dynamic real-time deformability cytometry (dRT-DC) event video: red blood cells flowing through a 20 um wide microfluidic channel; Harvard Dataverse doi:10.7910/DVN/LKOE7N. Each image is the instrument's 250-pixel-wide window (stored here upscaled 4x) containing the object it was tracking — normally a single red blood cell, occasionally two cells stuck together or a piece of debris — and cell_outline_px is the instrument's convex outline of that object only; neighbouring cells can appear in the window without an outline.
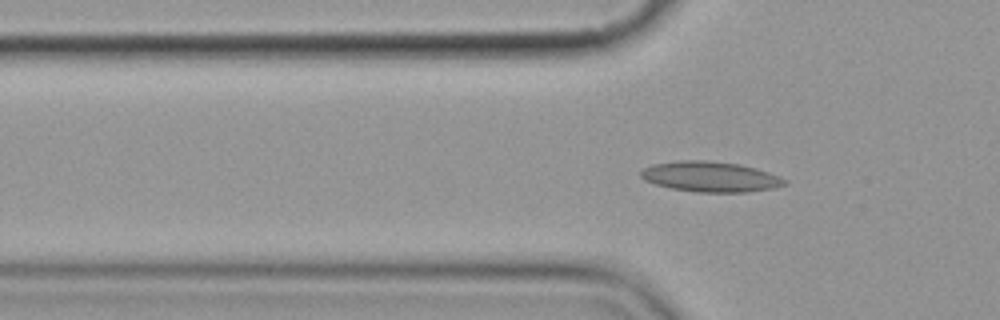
{"species": "common noctule bat (a hibernating species)", "species_latin": "Nyctalus noctula", "temperature_condition": "cold", "stored_images_in_passage": 4, "segment_of_instrument_passage": [2, 2], "camera_frame_rate_fps": 3000, "um_per_image_px": 0.085, "animal": {"sex": "female", "body_mass_g": 19.9}, "frame": {"image": 1, "passage_image": 4, "time_ms": 4.333, "image_size_px": [1000, 320], "cell_outline_px": [[788, 184], [772, 188], [748, 192], [696, 192], [672, 188], [656, 184], [644, 180], [640, 176], [640, 172], [644, 168], [652, 164], [680, 160], [708, 160], [740, 164], [756, 168], [780, 176], [788, 180]], "centroid_in_image_um": [60.4, 15.01], "position_along_channel_um": 65.4, "area_um2": 25.55}}